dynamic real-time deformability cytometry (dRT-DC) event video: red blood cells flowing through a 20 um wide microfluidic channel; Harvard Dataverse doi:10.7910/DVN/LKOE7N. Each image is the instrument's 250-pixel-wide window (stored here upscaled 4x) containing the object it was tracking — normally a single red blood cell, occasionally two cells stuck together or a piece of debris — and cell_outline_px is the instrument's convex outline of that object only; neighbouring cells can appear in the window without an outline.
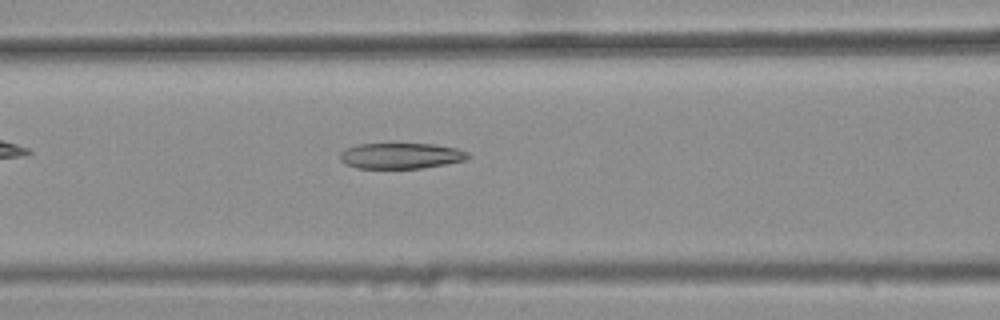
{"species": "common noctule bat (a hibernating species)", "species_latin": "Nyctalus noctula", "temperature_condition": "warm", "stored_images_in_passage": 32, "camera_frame_rate_fps": 3000, "um_per_image_px": 0.085, "animal": {"sex": "female", "body_mass_g": 25.1}, "frame": {"image": 1, "passage_image": 10, "time_ms": 3.0, "image_size_px": [1000, 320], "cell_outline_px": [[472, 156], [464, 160], [444, 164], [420, 168], [356, 168], [344, 164], [340, 160], [340, 152], [344, 148], [356, 144], [436, 144], [456, 148], [468, 152]], "centroid_in_image_um": [34.04, 13.23], "position_along_channel_um": 132.6, "area_um2": 19.31}}
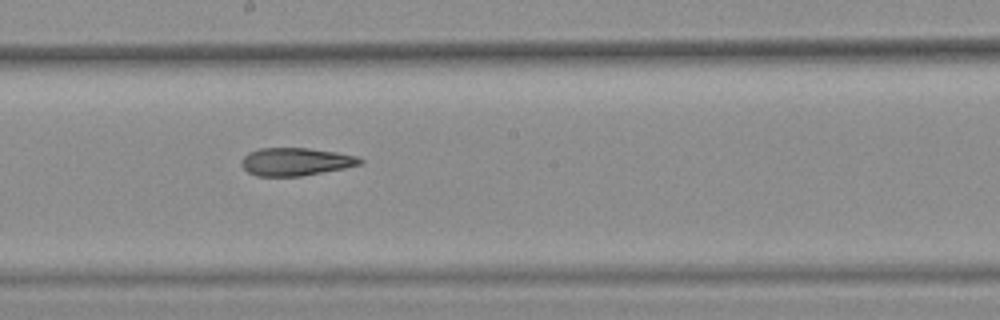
{"frame": {"image": 2, "passage_image": 17, "time_ms": 5.333, "image_size_px": [1000, 320], "cell_outline_px": [[364, 160], [360, 164], [344, 168], [300, 176], [256, 176], [248, 172], [240, 164], [240, 160], [248, 152], [260, 148], [308, 148], [336, 152], [360, 156]], "centroid_in_image_um": [25.12, 13.74], "position_along_channel_um": 223.1, "area_um2": 19.31}}
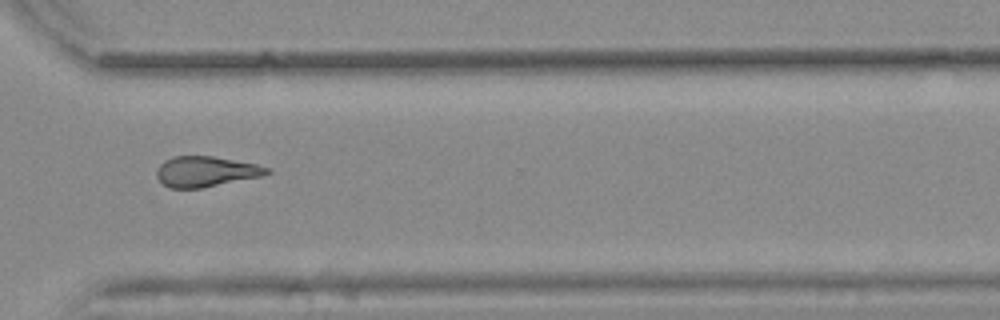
{"frame": {"image": 3, "passage_image": 27, "time_ms": 8.667, "image_size_px": [1000, 320], "cell_outline_px": [[272, 172], [260, 176], [200, 188], [168, 188], [156, 176], [156, 168], [164, 160], [172, 156], [212, 156], [256, 164], [272, 168]], "centroid_in_image_um": [17.47, 14.57], "position_along_channel_um": 353.1, "area_um2": 19.48}, "authors_computed_cell_mechanics": {"area_um2": 19.9699, "velocity_mm_per_s": 3.8936, "shape_relaxation_time_tau1_ms": null, "shape_relaxation_time_tau2_ms": 7.2463, "deformation_change_tau1": null, "deformation_change_tau2": 0.2041}}